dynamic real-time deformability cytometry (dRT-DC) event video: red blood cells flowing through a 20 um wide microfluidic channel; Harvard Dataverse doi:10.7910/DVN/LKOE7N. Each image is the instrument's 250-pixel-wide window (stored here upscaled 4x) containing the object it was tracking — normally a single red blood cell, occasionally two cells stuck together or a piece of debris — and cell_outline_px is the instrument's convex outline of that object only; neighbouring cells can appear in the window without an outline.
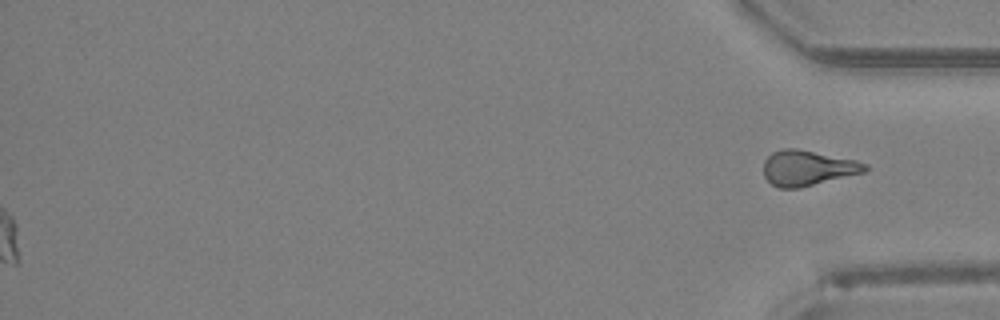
{"species": "Egyptian fruit bat (a non-hibernating species)", "species_latin": "Rousettus aegyptiacus", "temperature_condition": "room temperature", "stored_images_in_passage": 47, "segment_of_instrument_passage": [2, 2], "camera_frame_rate_fps": 3000, "um_per_image_px": 0.085, "animal": {"sex": "female"}, "frame": {"image": 1, "passage_image": 47, "time_ms": 15.333, "image_size_px": [1000, 320], "cell_outline_px": [[868, 168], [864, 172], [800, 188], [776, 188], [764, 176], [764, 160], [772, 152], [780, 148], [796, 148], [856, 160], [868, 164]], "centroid_in_image_um": [68.63, 14.27], "position_along_channel_um": 366.6, "area_um2": 20.92}}